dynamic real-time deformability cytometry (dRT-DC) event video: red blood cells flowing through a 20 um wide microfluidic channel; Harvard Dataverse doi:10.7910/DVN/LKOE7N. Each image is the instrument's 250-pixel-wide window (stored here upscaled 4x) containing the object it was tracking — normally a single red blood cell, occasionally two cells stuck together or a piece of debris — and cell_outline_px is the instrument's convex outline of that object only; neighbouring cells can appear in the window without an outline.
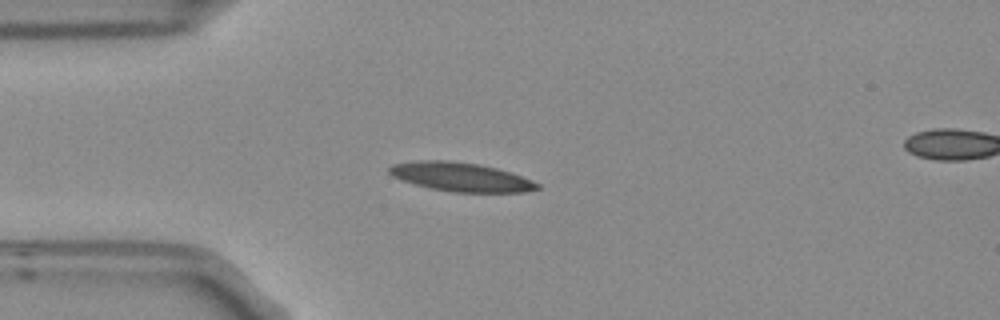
{"species": "Egyptian fruit bat (a non-hibernating species)", "species_latin": "Rousettus aegyptiacus", "temperature_condition": "room temperature", "stored_images_in_passage": 4, "segment_of_instrument_passage": [1, 2], "camera_frame_rate_fps": 3000, "um_per_image_px": 0.085, "frame": {"image": 1, "passage_image": 3, "time_ms": 0.667, "image_size_px": [1000, 320], "cell_outline_px": [[540, 188], [524, 192], [452, 192], [428, 188], [392, 176], [388, 172], [388, 168], [392, 164], [416, 160], [452, 160], [480, 164], [512, 172], [532, 180], [540, 184]], "centroid_in_image_um": [39.18, 15.03], "position_along_channel_um": 45.8, "area_um2": 25.09}}